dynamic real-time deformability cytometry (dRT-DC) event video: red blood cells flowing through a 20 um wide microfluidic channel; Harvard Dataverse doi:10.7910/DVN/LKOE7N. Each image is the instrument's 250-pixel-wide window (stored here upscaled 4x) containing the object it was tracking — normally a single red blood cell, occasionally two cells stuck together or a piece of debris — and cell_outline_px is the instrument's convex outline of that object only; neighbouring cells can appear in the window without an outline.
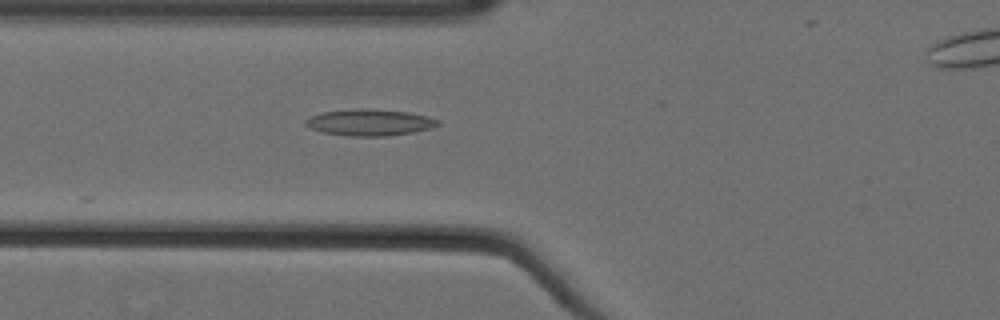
{"species": "Egyptian fruit bat (a non-hibernating species)", "species_latin": "Rousettus aegyptiacus", "temperature_condition": "cold", "stored_images_in_passage": 23, "camera_frame_rate_fps": 3000, "um_per_image_px": 0.085, "animal": {"sex": "female"}, "frame": {"image": 1, "passage_image": 5, "time_ms": 1.333, "image_size_px": [1000, 320], "cell_outline_px": [[440, 124], [428, 128], [412, 132], [388, 136], [348, 136], [324, 132], [312, 128], [304, 124], [304, 120], [320, 112], [356, 108], [368, 108], [408, 112], [428, 116], [440, 120]], "centroid_in_image_um": [31.41, 10.39], "position_along_channel_um": 94.4, "area_um2": 20.4}}
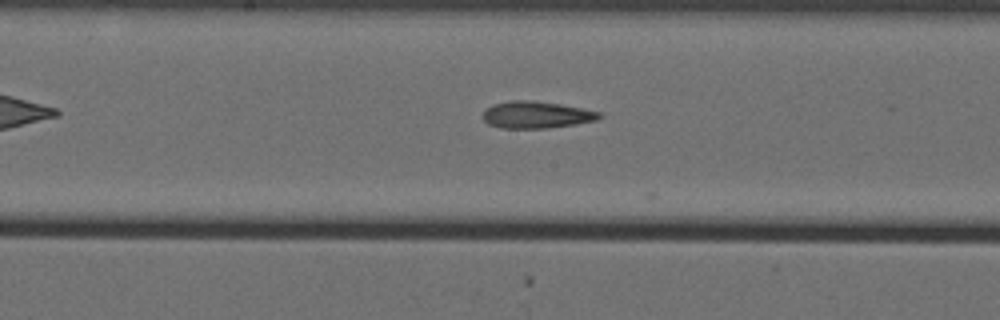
{"frame": {"image": 2, "passage_image": 14, "time_ms": 4.333, "image_size_px": [1000, 320], "cell_outline_px": [[600, 116], [596, 120], [576, 124], [548, 128], [500, 128], [488, 124], [484, 120], [484, 112], [492, 104], [512, 100], [532, 100], [560, 104], [600, 112]], "centroid_in_image_um": [45.56, 9.76], "position_along_channel_um": 202.6, "area_um2": 18.09}}
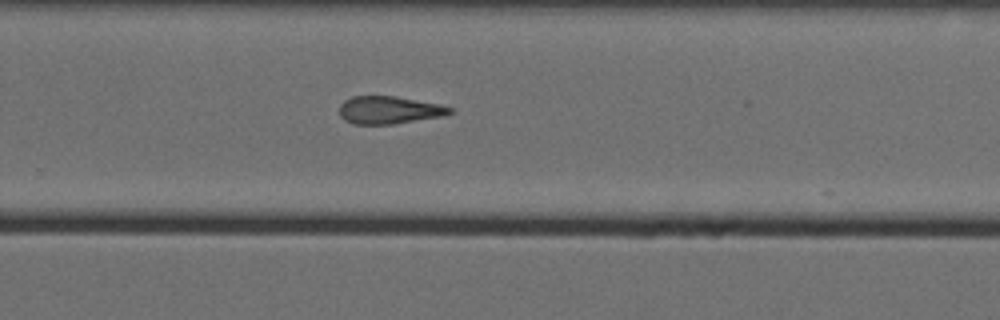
{"frame": {"image": 3, "passage_image": 22, "time_ms": 7.0, "image_size_px": [1000, 320], "cell_outline_px": [[452, 112], [444, 116], [392, 124], [352, 124], [344, 120], [340, 116], [340, 104], [344, 100], [352, 96], [396, 96], [440, 104], [452, 108]], "centroid_in_image_um": [33.06, 9.35], "position_along_channel_um": 296.7, "area_um2": 17.86}}